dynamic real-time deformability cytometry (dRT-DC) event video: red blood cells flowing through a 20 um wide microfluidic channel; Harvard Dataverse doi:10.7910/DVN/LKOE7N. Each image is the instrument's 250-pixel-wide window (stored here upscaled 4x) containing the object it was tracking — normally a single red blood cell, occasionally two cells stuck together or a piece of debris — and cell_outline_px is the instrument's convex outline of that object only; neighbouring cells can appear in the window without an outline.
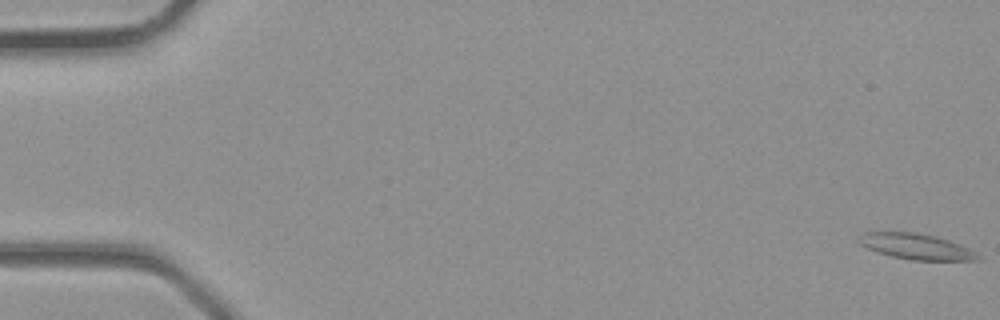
{"species": "common noctule bat (a hibernating species)", "species_latin": "Nyctalus noctula", "temperature_condition": "room temperature", "stored_images_in_passage": 5, "camera_frame_rate_fps": 3000, "um_per_image_px": 0.085, "animal": {"sex": "male", "body_mass_g": 23.1, "forearm_length_mm": 52.7}, "frame": {"image": 1, "passage_image": 1, "time_ms": 0.0, "image_size_px": [1000, 320], "cell_outline_px": [[980, 260], [912, 260], [892, 256], [868, 248], [860, 244], [856, 240], [856, 236], [864, 232], [888, 228], [916, 232], [936, 236], [960, 244], [976, 252], [980, 256]], "centroid_in_image_um": [77.76, 20.88], "position_along_channel_um": 7.2, "area_um2": 18.55}}